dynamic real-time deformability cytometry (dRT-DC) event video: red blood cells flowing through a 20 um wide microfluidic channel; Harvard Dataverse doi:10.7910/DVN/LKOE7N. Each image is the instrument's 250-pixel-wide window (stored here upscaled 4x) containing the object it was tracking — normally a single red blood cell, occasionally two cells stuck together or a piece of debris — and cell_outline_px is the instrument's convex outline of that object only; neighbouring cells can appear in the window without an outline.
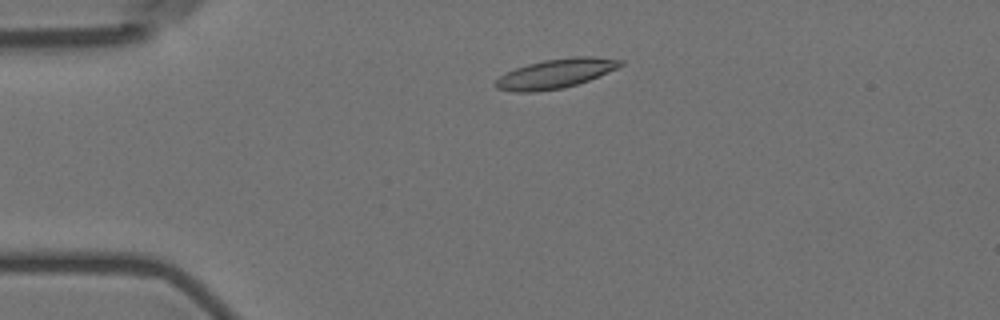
{"species": "Egyptian fruit bat (a non-hibernating species)", "species_latin": "Rousettus aegyptiacus", "temperature_condition": "room temperature", "stored_images_in_passage": 4, "camera_frame_rate_fps": 3000, "um_per_image_px": 0.085, "animal": {"sex": "female"}, "frame": {"image": 1, "passage_image": 3, "time_ms": 2.333, "image_size_px": [1000, 320], "cell_outline_px": [[624, 64], [616, 68], [588, 80], [564, 88], [536, 92], [512, 92], [496, 88], [492, 84], [500, 76], [516, 68], [528, 64], [544, 60], [572, 56], [592, 56], [624, 60]], "centroid_in_image_um": [47.2, 6.25], "position_along_channel_um": 37.8, "area_um2": 21.33}}